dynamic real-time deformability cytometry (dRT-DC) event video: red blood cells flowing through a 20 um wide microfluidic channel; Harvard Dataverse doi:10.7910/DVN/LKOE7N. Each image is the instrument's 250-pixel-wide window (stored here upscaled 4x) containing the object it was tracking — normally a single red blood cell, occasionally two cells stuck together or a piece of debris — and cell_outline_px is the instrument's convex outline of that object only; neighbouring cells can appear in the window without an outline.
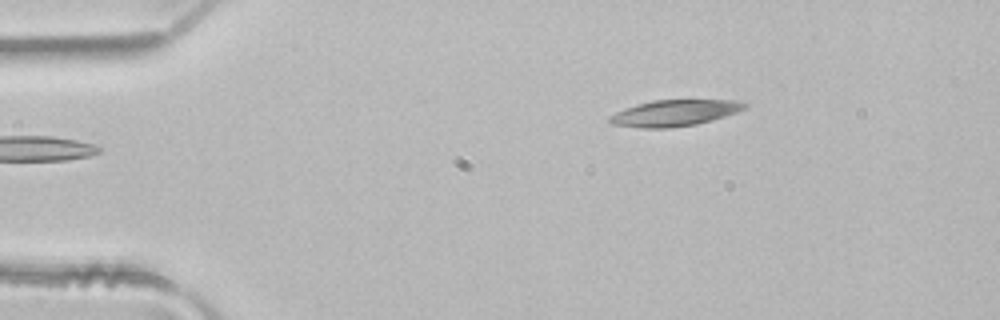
{"species": "common noctule bat (a hibernating species)", "species_latin": "Nyctalus noctula", "temperature_condition": "room temperature", "stored_images_in_passage": 3, "camera_frame_rate_fps": 3000, "um_per_image_px": 0.085, "animal": {"sex": "male", "body_mass_g": 21.5, "forearm_length_mm": 52.0}, "frame": {"image": 1, "passage_image": 3, "time_ms": 0.667, "image_size_px": [1000, 320], "cell_outline_px": [[748, 104], [744, 108], [736, 112], [712, 120], [696, 124], [668, 128], [640, 128], [612, 124], [608, 120], [608, 116], [624, 108], [636, 104], [656, 100], [736, 100]], "centroid_in_image_um": [57.29, 9.6], "position_along_channel_um": 27.7, "area_um2": 20.52}}